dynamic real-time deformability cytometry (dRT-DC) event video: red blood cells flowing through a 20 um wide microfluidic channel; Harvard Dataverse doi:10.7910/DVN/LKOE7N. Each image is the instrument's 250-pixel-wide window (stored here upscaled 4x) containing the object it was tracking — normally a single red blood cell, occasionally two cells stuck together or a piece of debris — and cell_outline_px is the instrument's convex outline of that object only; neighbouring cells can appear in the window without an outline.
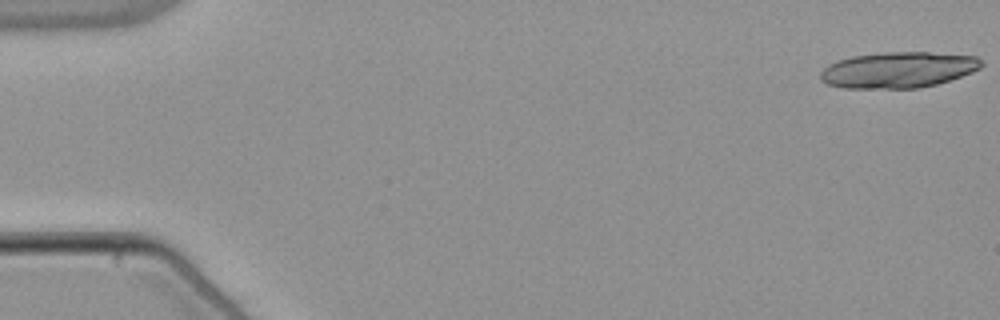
{"species": "common noctule bat (a hibernating species)", "species_latin": "Nyctalus noctula", "temperature_condition": "warm", "stored_images_in_passage": 20, "camera_frame_rate_fps": 3000, "um_per_image_px": 0.085, "animal": {"sex": "male", "body_mass_g": 21.5, "forearm_length_mm": 52.0}, "frame": {"image": 1, "passage_image": 1, "time_ms": 0.0, "image_size_px": [1000, 320], "cell_outline_px": [[984, 64], [980, 68], [972, 72], [936, 84], [920, 88], [844, 88], [828, 84], [820, 80], [820, 72], [828, 64], [836, 60], [852, 56], [884, 52], [928, 52], [976, 56], [984, 60]], "centroid_in_image_um": [76.34, 5.93], "position_along_channel_um": 8.7, "area_um2": 33.87}}